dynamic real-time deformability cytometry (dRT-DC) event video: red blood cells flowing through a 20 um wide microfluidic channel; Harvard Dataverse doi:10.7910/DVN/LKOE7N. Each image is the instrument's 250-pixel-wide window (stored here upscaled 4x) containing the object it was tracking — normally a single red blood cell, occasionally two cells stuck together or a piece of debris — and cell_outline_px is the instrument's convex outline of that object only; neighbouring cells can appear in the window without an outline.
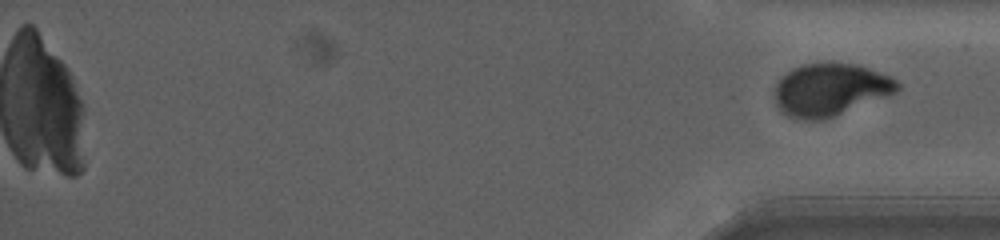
{"species": "human", "species_latin": "Homo sapiens", "temperature_condition": "warm", "stored_images_in_passage": 59, "camera_frame_rate_fps": 3000, "um_per_image_px": 0.085, "donor": {"sex": "female"}, "frame": {"image": 1, "passage_image": 59, "time_ms": 22.333, "image_size_px": [1000, 240], "cell_outline_px": [[900, 88], [896, 92], [824, 120], [800, 120], [788, 116], [776, 104], [776, 84], [792, 68], [804, 64], [856, 64], [892, 76], [900, 84]], "centroid_in_image_um": [70.59, 7.63], "position_along_channel_um": 364.6, "area_um2": 36.93}}